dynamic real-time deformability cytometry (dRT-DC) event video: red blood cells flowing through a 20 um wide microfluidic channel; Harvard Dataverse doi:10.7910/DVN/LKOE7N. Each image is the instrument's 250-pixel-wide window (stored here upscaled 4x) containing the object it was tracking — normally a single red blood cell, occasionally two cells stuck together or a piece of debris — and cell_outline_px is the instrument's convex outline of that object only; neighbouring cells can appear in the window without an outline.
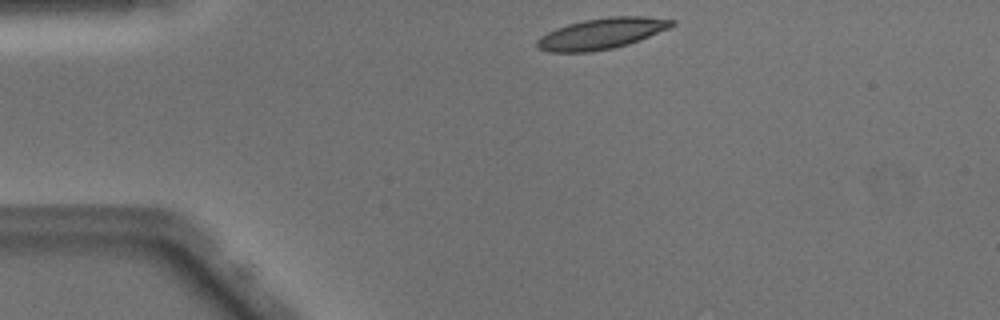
{"species": "Egyptian fruit bat (a non-hibernating species)", "species_latin": "Rousettus aegyptiacus", "temperature_condition": "warm", "stored_images_in_passage": 40, "camera_frame_rate_fps": 3000, "um_per_image_px": 0.085, "animal": {"sex": "male"}, "frame": {"image": 1, "passage_image": 1, "time_ms": 0.0, "image_size_px": [1000, 320], "cell_outline_px": [[676, 24], [668, 28], [640, 40], [628, 44], [612, 48], [592, 52], [548, 52], [536, 48], [536, 40], [540, 36], [556, 28], [568, 24], [584, 20], [608, 16], [644, 16], [676, 20]], "centroid_in_image_um": [51.11, 2.85], "position_along_channel_um": 33.9, "area_um2": 24.39}}
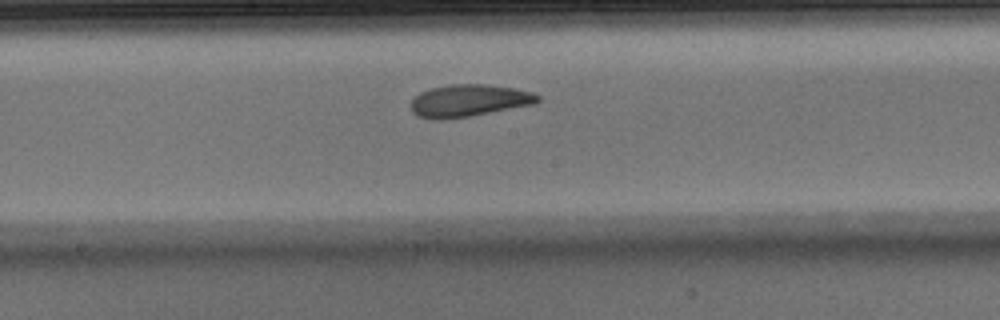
{"frame": {"image": 2, "passage_image": 17, "time_ms": 5.333, "image_size_px": [1000, 320], "cell_outline_px": [[540, 100], [536, 104], [472, 116], [444, 120], [436, 120], [416, 116], [412, 112], [412, 100], [420, 92], [432, 88], [452, 84], [488, 84], [516, 88], [532, 92], [540, 96]], "centroid_in_image_um": [39.89, 8.56], "position_along_channel_um": 208.3, "area_um2": 24.1}}
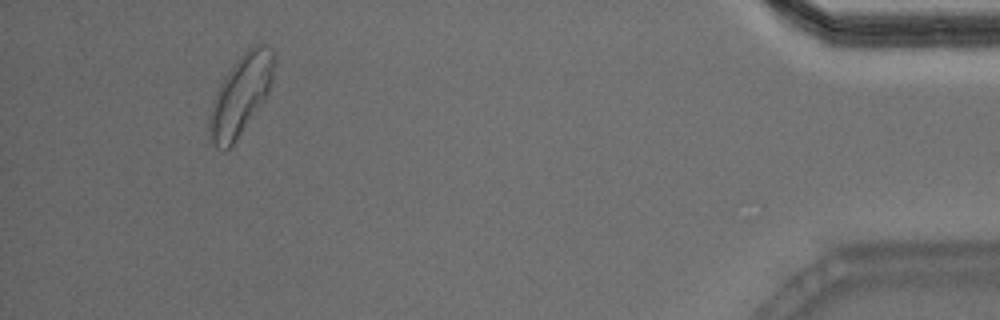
{"frame": {"image": 3, "passage_image": 37, "time_ms": 12.0, "image_size_px": [1000, 320], "cell_outline_px": [[272, 80], [268, 92], [264, 100], [236, 140], [228, 148], [216, 148], [208, 140], [208, 116], [212, 100], [224, 76], [236, 60], [244, 52], [256, 44], [264, 44], [272, 52]], "centroid_in_image_um": [20.38, 8.13], "position_along_channel_um": 414.8, "area_um2": 29.65}, "authors_computed_cell_mechanics": {"area_um2": 24.1315, "velocity_mm_per_s": 4.0741, "shape_relaxation_time_tau1_ms": 5.1265, "shape_relaxation_time_tau2_ms": 2.894, "deformation_change_tau1": 0.1575, "deformation_change_tau2": 0.1007}}